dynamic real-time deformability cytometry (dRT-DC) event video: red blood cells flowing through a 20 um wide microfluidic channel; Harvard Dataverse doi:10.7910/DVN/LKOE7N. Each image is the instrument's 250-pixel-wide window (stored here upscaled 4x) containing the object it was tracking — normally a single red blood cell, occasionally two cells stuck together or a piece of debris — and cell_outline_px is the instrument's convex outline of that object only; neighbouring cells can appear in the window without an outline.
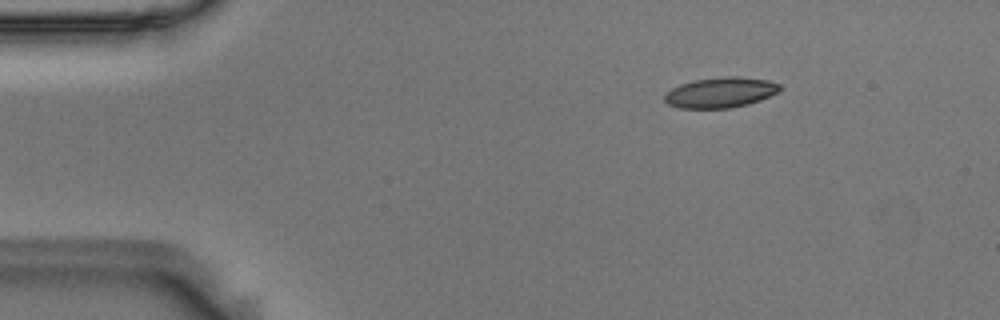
{"species": "Egyptian fruit bat (a non-hibernating species)", "species_latin": "Rousettus aegyptiacus", "temperature_condition": "room temperature", "stored_images_in_passage": 48, "camera_frame_rate_fps": 3000, "um_per_image_px": 0.085, "animal": {"sex": "male"}, "frame": {"image": 1, "passage_image": 1, "time_ms": 0.0, "image_size_px": [1000, 320], "cell_outline_px": [[780, 92], [760, 100], [748, 104], [732, 108], [680, 108], [668, 104], [664, 100], [664, 96], [672, 88], [680, 84], [692, 80], [728, 76], [736, 76], [768, 80], [780, 84]], "centroid_in_image_um": [61.26, 7.86], "position_along_channel_um": 23.7, "area_um2": 20.46}}
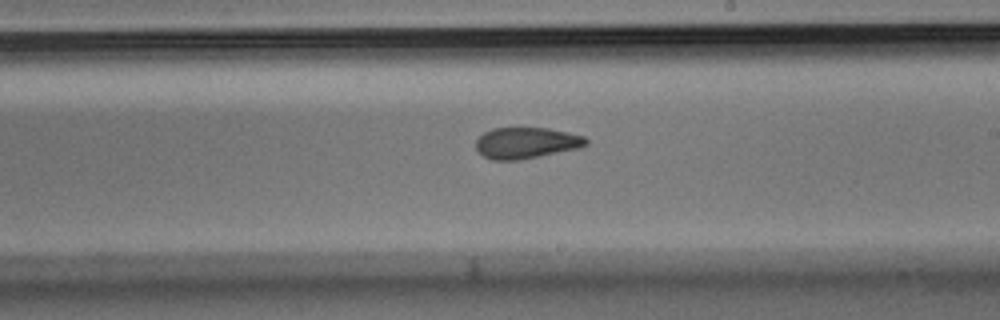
{"frame": {"image": 2, "passage_image": 25, "time_ms": 8.0, "image_size_px": [1000, 320], "cell_outline_px": [[588, 144], [580, 148], [520, 160], [492, 160], [484, 156], [476, 148], [476, 140], [484, 132], [492, 128], [548, 128], [568, 132], [584, 136], [588, 140]], "centroid_in_image_um": [44.75, 12.15], "position_along_channel_um": 244.3, "area_um2": 20.06}}
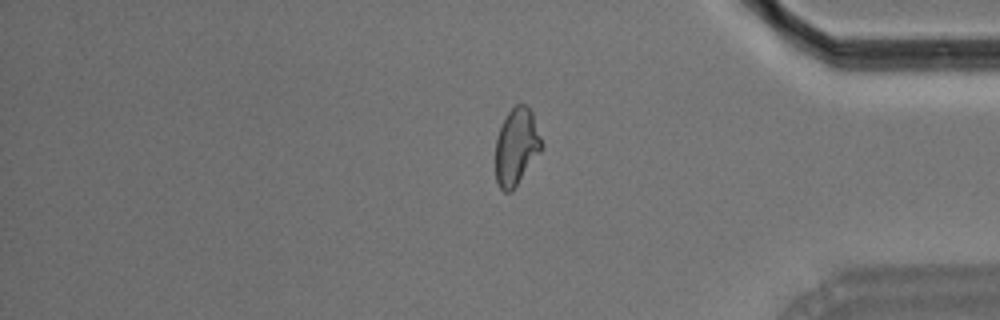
{"frame": {"image": 3, "passage_image": 39, "time_ms": 12.667, "image_size_px": [1000, 320], "cell_outline_px": [[544, 144], [540, 152], [512, 192], [504, 192], [500, 188], [496, 180], [496, 140], [500, 128], [508, 112], [516, 104], [524, 104], [532, 112]], "centroid_in_image_um": [43.91, 12.48], "position_along_channel_um": 391.3, "area_um2": 20.58}, "authors_computed_cell_mechanics": {"area_um2": 20.9525, "velocity_mm_per_s": 3.6283, "shape_relaxation_time_tau1_ms": null, "shape_relaxation_time_tau2_ms": 3.3175, "deformation_change_tau1": null, "deformation_change_tau2": 0.0873}}